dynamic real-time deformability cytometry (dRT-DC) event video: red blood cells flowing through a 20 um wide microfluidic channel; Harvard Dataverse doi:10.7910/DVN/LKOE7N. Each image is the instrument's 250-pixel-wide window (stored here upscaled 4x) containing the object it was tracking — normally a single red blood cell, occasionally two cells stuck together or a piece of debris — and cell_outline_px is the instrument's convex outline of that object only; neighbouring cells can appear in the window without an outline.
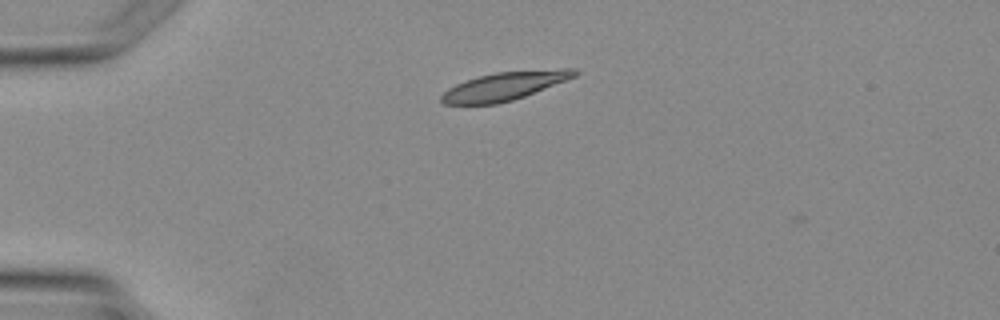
{"species": "Egyptian fruit bat (a non-hibernating species)", "species_latin": "Rousettus aegyptiacus", "temperature_condition": "warm", "stored_images_in_passage": 3, "camera_frame_rate_fps": 3000, "um_per_image_px": 0.085, "animal": {"sex": "female"}, "frame": {"image": 1, "passage_image": 2, "time_ms": 1.0, "image_size_px": [1000, 320], "cell_outline_px": [[580, 72], [576, 76], [524, 96], [512, 100], [496, 104], [444, 104], [440, 100], [440, 96], [448, 88], [464, 80], [476, 76], [496, 72], [560, 68], [576, 68]], "centroid_in_image_um": [42.88, 7.3], "position_along_channel_um": 42.1, "area_um2": 22.02}}
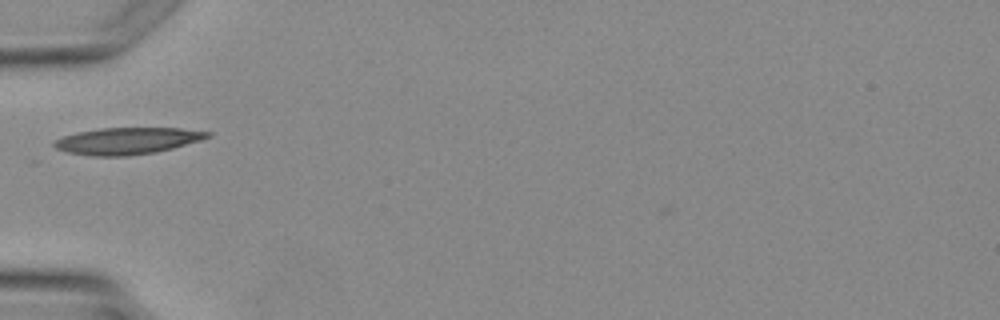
{"frame": {"image": 2, "passage_image": 3, "time_ms": 2.333, "image_size_px": [1000, 320], "cell_outline_px": [[212, 136], [200, 140], [172, 148], [156, 152], [124, 156], [92, 156], [68, 152], [56, 148], [52, 144], [56, 140], [64, 136], [76, 132], [100, 128], [180, 128], [212, 132]], "centroid_in_image_um": [10.83, 11.97], "position_along_channel_um": 74.2, "area_um2": 23.76}}